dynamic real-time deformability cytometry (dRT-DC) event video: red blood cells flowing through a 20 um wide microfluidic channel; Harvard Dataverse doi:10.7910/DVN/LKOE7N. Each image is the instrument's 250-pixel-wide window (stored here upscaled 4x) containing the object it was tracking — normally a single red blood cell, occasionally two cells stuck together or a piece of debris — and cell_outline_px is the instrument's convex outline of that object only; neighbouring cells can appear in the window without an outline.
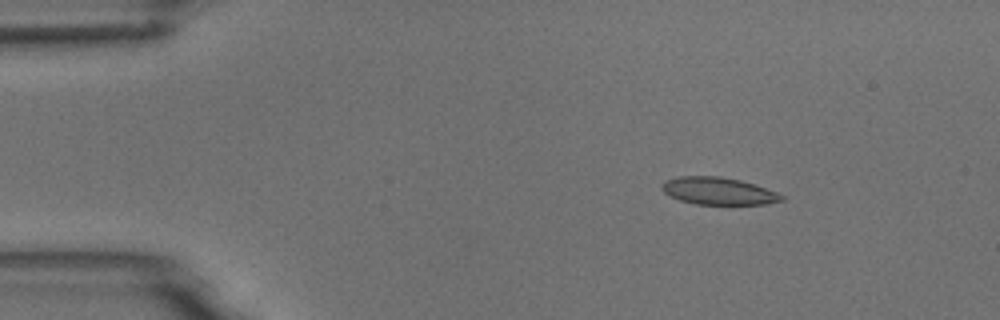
{"species": "common noctule bat (a hibernating species)", "species_latin": "Nyctalus noctula", "temperature_condition": "room temperature", "stored_images_in_passage": 7, "camera_frame_rate_fps": 3000, "um_per_image_px": 0.085, "animal": {"sex": "male", "body_mass_g": 18.8}, "frame": {"image": 1, "passage_image": 2, "time_ms": 1.333, "image_size_px": [1000, 320], "cell_outline_px": [[784, 200], [764, 204], [696, 204], [680, 200], [668, 196], [660, 188], [660, 184], [664, 180], [680, 176], [720, 176], [740, 180], [756, 184], [776, 192], [784, 196]], "centroid_in_image_um": [61.02, 16.23], "position_along_channel_um": 24.0, "area_um2": 19.19}}
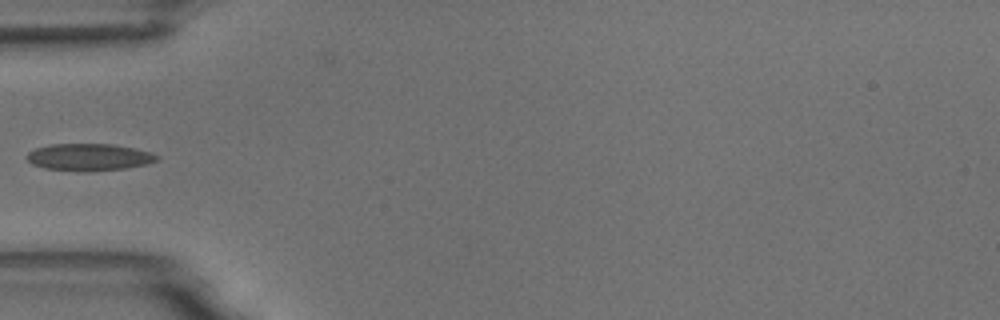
{"frame": {"image": 2, "passage_image": 5, "time_ms": 4.667, "image_size_px": [1000, 320], "cell_outline_px": [[160, 160], [148, 164], [124, 168], [92, 172], [84, 172], [44, 168], [32, 164], [28, 160], [28, 152], [36, 148], [52, 144], [112, 144], [136, 148], [160, 156]], "centroid_in_image_um": [7.61, 13.36], "position_along_channel_um": 77.4, "area_um2": 20.63}}